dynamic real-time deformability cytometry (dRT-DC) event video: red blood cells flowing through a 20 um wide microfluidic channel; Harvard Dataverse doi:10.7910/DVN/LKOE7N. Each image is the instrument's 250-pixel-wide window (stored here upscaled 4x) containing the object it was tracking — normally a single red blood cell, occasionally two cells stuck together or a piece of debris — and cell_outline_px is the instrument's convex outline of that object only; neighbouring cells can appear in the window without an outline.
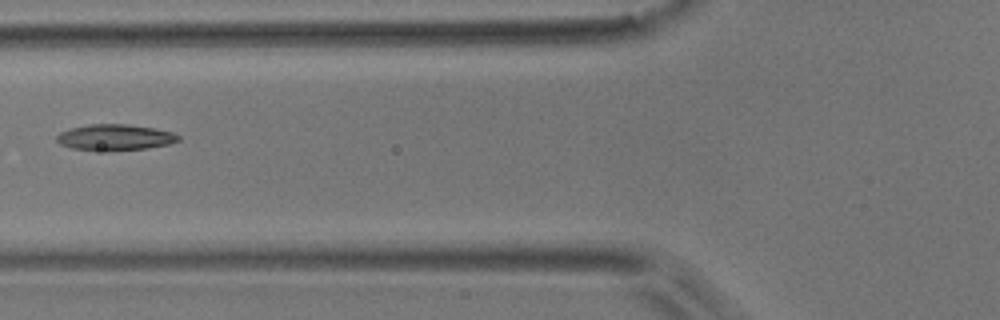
{"species": "common noctule bat (a hibernating species)", "species_latin": "Nyctalus noctula", "temperature_condition": "room temperature", "stored_images_in_passage": 7, "camera_frame_rate_fps": 3000, "um_per_image_px": 0.085, "animal": {"sex": "male", "body_mass_g": 17.9}, "frame": {"image": 1, "passage_image": 4, "time_ms": 3.333, "image_size_px": [1000, 320], "cell_outline_px": [[180, 140], [168, 144], [148, 148], [108, 152], [72, 148], [60, 144], [56, 140], [56, 136], [60, 132], [72, 128], [88, 124], [128, 124], [156, 128], [172, 132], [180, 136]], "centroid_in_image_um": [9.78, 11.68], "position_along_channel_um": 116.0, "area_um2": 18.73}}
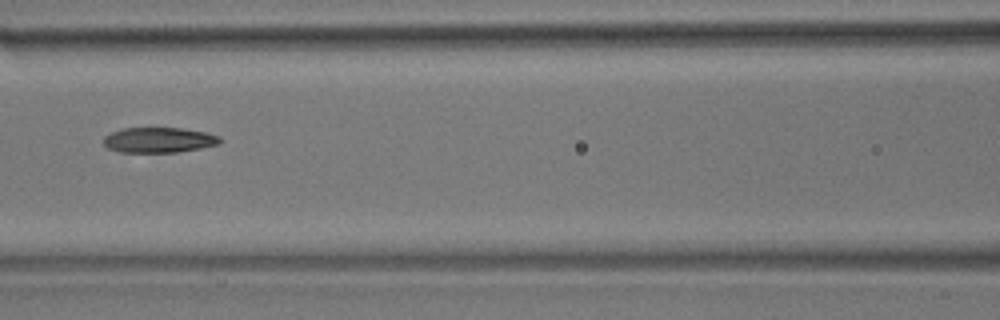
{"frame": {"image": 2, "passage_image": 5, "time_ms": 4.333, "image_size_px": [1000, 320], "cell_outline_px": [[224, 140], [220, 144], [200, 148], [176, 152], [120, 152], [108, 148], [104, 144], [104, 136], [112, 132], [124, 128], [180, 128], [204, 132], [220, 136]], "centroid_in_image_um": [13.53, 11.9], "position_along_channel_um": 153.1, "area_um2": 17.11}}
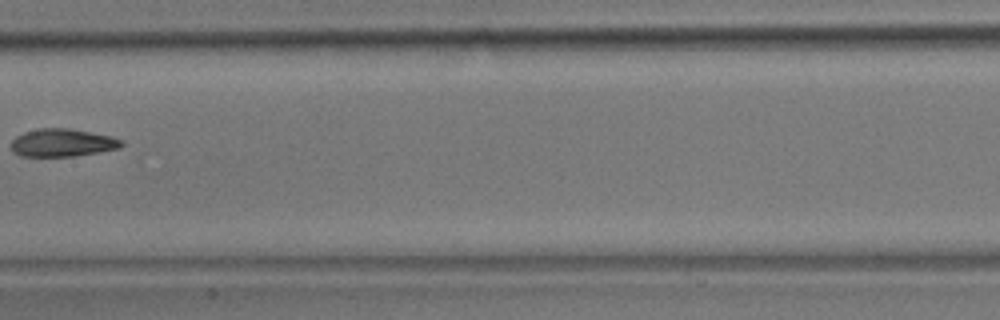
{"frame": {"image": 3, "passage_image": 6, "time_ms": 5.667, "image_size_px": [1000, 320], "cell_outline_px": [[124, 144], [120, 148], [72, 156], [20, 156], [12, 152], [12, 140], [16, 136], [24, 132], [40, 128], [68, 128], [112, 136], [120, 140]], "centroid_in_image_um": [5.28, 12.13], "position_along_channel_um": 202.1, "area_um2": 17.74}}